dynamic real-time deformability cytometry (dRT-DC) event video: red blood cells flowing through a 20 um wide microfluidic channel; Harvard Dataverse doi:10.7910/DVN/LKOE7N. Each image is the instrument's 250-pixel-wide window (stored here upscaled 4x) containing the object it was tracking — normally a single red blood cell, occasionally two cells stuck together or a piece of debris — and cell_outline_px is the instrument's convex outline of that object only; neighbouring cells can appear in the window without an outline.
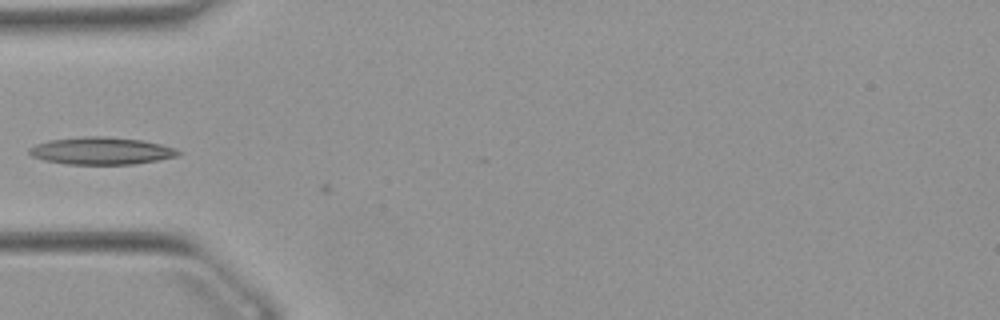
{"species": "Egyptian fruit bat (a non-hibernating species)", "species_latin": "Rousettus aegyptiacus", "temperature_condition": "warm", "stored_images_in_passage": 4, "camera_frame_rate_fps": 3000, "um_per_image_px": 0.085, "animal": {"sex": "female"}, "frame": {"image": 1, "passage_image": 3, "time_ms": 0.667, "image_size_px": [1000, 320], "cell_outline_px": [[180, 156], [132, 164], [68, 164], [44, 160], [32, 156], [28, 152], [28, 148], [36, 144], [48, 140], [84, 136], [104, 136], [144, 140], [160, 144], [172, 148], [180, 152]], "centroid_in_image_um": [8.58, 12.81], "position_along_channel_um": 76.4, "area_um2": 23.64}}